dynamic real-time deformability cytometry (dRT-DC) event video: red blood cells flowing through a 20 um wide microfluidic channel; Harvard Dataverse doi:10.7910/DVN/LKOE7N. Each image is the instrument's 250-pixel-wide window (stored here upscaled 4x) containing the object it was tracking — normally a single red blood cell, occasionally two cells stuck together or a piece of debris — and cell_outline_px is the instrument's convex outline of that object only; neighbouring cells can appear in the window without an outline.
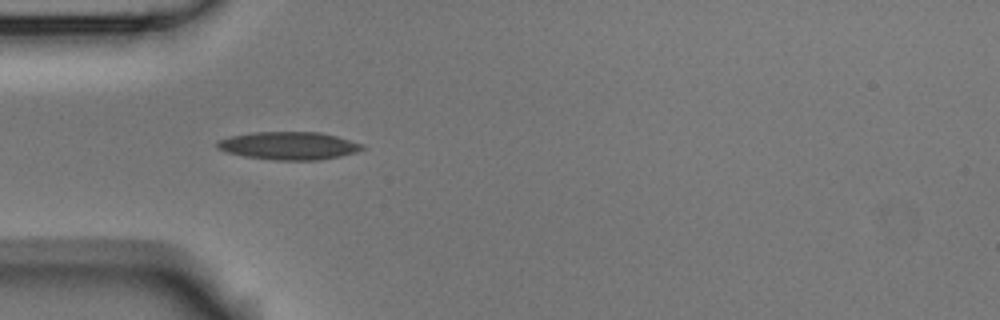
{"species": "Egyptian fruit bat (a non-hibernating species)", "species_latin": "Rousettus aegyptiacus", "temperature_condition": "room temperature", "stored_images_in_passage": 5, "camera_frame_rate_fps": 3000, "um_per_image_px": 0.085, "animal": {"sex": "male"}, "frame": {"image": 1, "passage_image": 3, "time_ms": 0.667, "image_size_px": [1000, 320], "cell_outline_px": [[364, 148], [356, 152], [340, 156], [316, 160], [276, 160], [244, 156], [228, 152], [216, 148], [216, 140], [232, 136], [252, 132], [320, 132], [336, 136], [364, 144]], "centroid_in_image_um": [24.54, 12.38], "position_along_channel_um": 60.5, "area_um2": 23.47}}
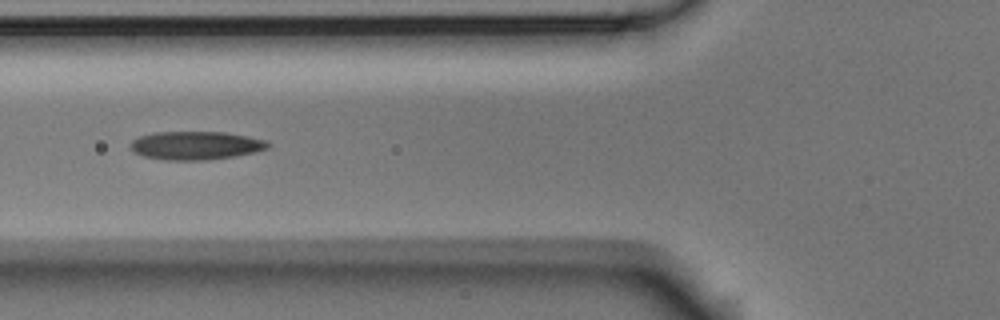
{"frame": {"image": 2, "passage_image": 4, "time_ms": 1.0, "image_size_px": [1000, 320], "cell_outline_px": [[272, 144], [268, 148], [256, 152], [236, 156], [208, 160], [168, 160], [144, 156], [136, 152], [128, 144], [132, 140], [140, 136], [152, 132], [224, 132], [248, 136], [264, 140]], "centroid_in_image_um": [16.67, 12.36], "position_along_channel_um": 109.1, "area_um2": 22.77}}
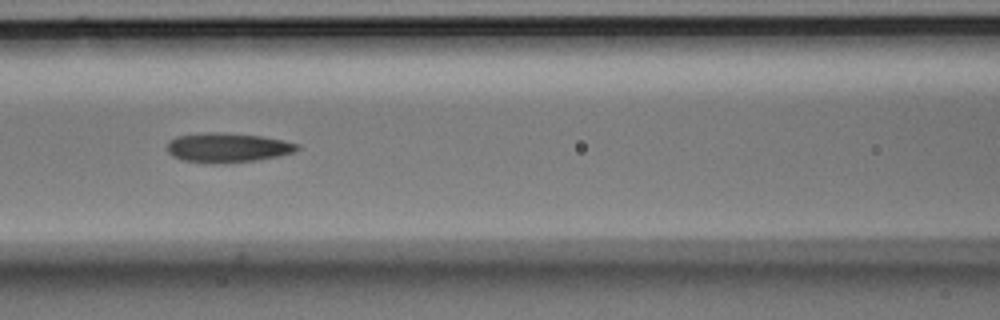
{"frame": {"image": 3, "passage_image": 5, "time_ms": 1.333, "image_size_px": [1000, 320], "cell_outline_px": [[300, 148], [292, 152], [280, 156], [256, 160], [180, 160], [172, 156], [168, 152], [168, 140], [176, 136], [208, 132], [224, 132], [260, 136], [300, 144]], "centroid_in_image_um": [19.35, 12.49], "position_along_channel_um": 147.3, "area_um2": 21.33}}